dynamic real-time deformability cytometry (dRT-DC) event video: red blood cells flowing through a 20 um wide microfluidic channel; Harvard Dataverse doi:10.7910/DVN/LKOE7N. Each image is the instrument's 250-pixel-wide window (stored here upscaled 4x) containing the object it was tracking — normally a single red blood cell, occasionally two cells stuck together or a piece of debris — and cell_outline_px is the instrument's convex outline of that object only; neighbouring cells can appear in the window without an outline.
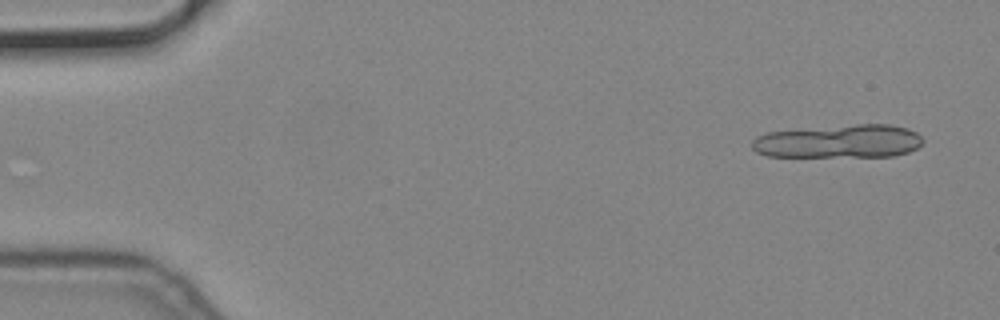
{"species": "common noctule bat (a hibernating species)", "species_latin": "Nyctalus noctula", "temperature_condition": "cold", "stored_images_in_passage": 8, "segment_of_instrument_passage": [1, 2], "camera_frame_rate_fps": 3000, "um_per_image_px": 0.085, "animal": {"sex": "male", "body_mass_g": 19.2, "forearm_length_mm": 51.8}, "frame": {"image": 1, "passage_image": 1, "time_ms": 0.0, "image_size_px": [1000, 320], "cell_outline_px": [[924, 144], [908, 152], [896, 156], [768, 156], [756, 152], [752, 148], [752, 140], [756, 136], [764, 132], [856, 124], [888, 124], [908, 128], [916, 132], [924, 140]], "centroid_in_image_um": [71.32, 12.01], "position_along_channel_um": 13.7, "area_um2": 33.35}}